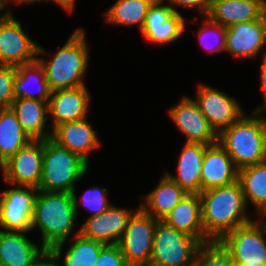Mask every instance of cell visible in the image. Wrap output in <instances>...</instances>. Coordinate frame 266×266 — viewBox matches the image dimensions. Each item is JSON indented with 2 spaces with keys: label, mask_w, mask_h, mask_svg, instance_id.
<instances>
[{
  "label": "cell",
  "mask_w": 266,
  "mask_h": 266,
  "mask_svg": "<svg viewBox=\"0 0 266 266\" xmlns=\"http://www.w3.org/2000/svg\"><path fill=\"white\" fill-rule=\"evenodd\" d=\"M78 201L75 191L38 190L32 217V229L39 227L43 248L61 250L74 228Z\"/></svg>",
  "instance_id": "cell-1"
},
{
  "label": "cell",
  "mask_w": 266,
  "mask_h": 266,
  "mask_svg": "<svg viewBox=\"0 0 266 266\" xmlns=\"http://www.w3.org/2000/svg\"><path fill=\"white\" fill-rule=\"evenodd\" d=\"M202 226L210 240H220L235 228L251 222L245 215L246 201L239 181L202 191Z\"/></svg>",
  "instance_id": "cell-2"
},
{
  "label": "cell",
  "mask_w": 266,
  "mask_h": 266,
  "mask_svg": "<svg viewBox=\"0 0 266 266\" xmlns=\"http://www.w3.org/2000/svg\"><path fill=\"white\" fill-rule=\"evenodd\" d=\"M89 58L85 32L77 28L51 61L38 58L51 91L83 86Z\"/></svg>",
  "instance_id": "cell-3"
},
{
  "label": "cell",
  "mask_w": 266,
  "mask_h": 266,
  "mask_svg": "<svg viewBox=\"0 0 266 266\" xmlns=\"http://www.w3.org/2000/svg\"><path fill=\"white\" fill-rule=\"evenodd\" d=\"M260 112L256 109L252 117L242 116L218 134V142L238 170L264 162V117Z\"/></svg>",
  "instance_id": "cell-4"
},
{
  "label": "cell",
  "mask_w": 266,
  "mask_h": 266,
  "mask_svg": "<svg viewBox=\"0 0 266 266\" xmlns=\"http://www.w3.org/2000/svg\"><path fill=\"white\" fill-rule=\"evenodd\" d=\"M88 162L80 155L60 146L52 138L43 140V164L38 190L75 191V182L87 172Z\"/></svg>",
  "instance_id": "cell-5"
},
{
  "label": "cell",
  "mask_w": 266,
  "mask_h": 266,
  "mask_svg": "<svg viewBox=\"0 0 266 266\" xmlns=\"http://www.w3.org/2000/svg\"><path fill=\"white\" fill-rule=\"evenodd\" d=\"M201 244L195 237L158 220L149 266H194L196 253Z\"/></svg>",
  "instance_id": "cell-6"
},
{
  "label": "cell",
  "mask_w": 266,
  "mask_h": 266,
  "mask_svg": "<svg viewBox=\"0 0 266 266\" xmlns=\"http://www.w3.org/2000/svg\"><path fill=\"white\" fill-rule=\"evenodd\" d=\"M157 221L141 207L130 216L118 242L121 252L130 266H149Z\"/></svg>",
  "instance_id": "cell-7"
},
{
  "label": "cell",
  "mask_w": 266,
  "mask_h": 266,
  "mask_svg": "<svg viewBox=\"0 0 266 266\" xmlns=\"http://www.w3.org/2000/svg\"><path fill=\"white\" fill-rule=\"evenodd\" d=\"M266 223L251 221L225 234L219 241L234 265L266 264Z\"/></svg>",
  "instance_id": "cell-8"
},
{
  "label": "cell",
  "mask_w": 266,
  "mask_h": 266,
  "mask_svg": "<svg viewBox=\"0 0 266 266\" xmlns=\"http://www.w3.org/2000/svg\"><path fill=\"white\" fill-rule=\"evenodd\" d=\"M10 10L0 17V65L20 66L37 60L38 54L46 53L22 29Z\"/></svg>",
  "instance_id": "cell-9"
},
{
  "label": "cell",
  "mask_w": 266,
  "mask_h": 266,
  "mask_svg": "<svg viewBox=\"0 0 266 266\" xmlns=\"http://www.w3.org/2000/svg\"><path fill=\"white\" fill-rule=\"evenodd\" d=\"M35 192L38 189L29 186H18L1 192L0 227L25 233L32 230Z\"/></svg>",
  "instance_id": "cell-10"
},
{
  "label": "cell",
  "mask_w": 266,
  "mask_h": 266,
  "mask_svg": "<svg viewBox=\"0 0 266 266\" xmlns=\"http://www.w3.org/2000/svg\"><path fill=\"white\" fill-rule=\"evenodd\" d=\"M42 164L43 140H31L4 163V180L17 186L38 189Z\"/></svg>",
  "instance_id": "cell-11"
},
{
  "label": "cell",
  "mask_w": 266,
  "mask_h": 266,
  "mask_svg": "<svg viewBox=\"0 0 266 266\" xmlns=\"http://www.w3.org/2000/svg\"><path fill=\"white\" fill-rule=\"evenodd\" d=\"M197 91L195 101L217 134L243 116L237 100L227 94L203 85Z\"/></svg>",
  "instance_id": "cell-12"
},
{
  "label": "cell",
  "mask_w": 266,
  "mask_h": 266,
  "mask_svg": "<svg viewBox=\"0 0 266 266\" xmlns=\"http://www.w3.org/2000/svg\"><path fill=\"white\" fill-rule=\"evenodd\" d=\"M170 117L183 134L186 143L212 145L218 142V134L210 126L195 100L183 97L169 110Z\"/></svg>",
  "instance_id": "cell-13"
},
{
  "label": "cell",
  "mask_w": 266,
  "mask_h": 266,
  "mask_svg": "<svg viewBox=\"0 0 266 266\" xmlns=\"http://www.w3.org/2000/svg\"><path fill=\"white\" fill-rule=\"evenodd\" d=\"M161 4L150 5L141 33L151 43L167 44L181 36L186 21L176 8Z\"/></svg>",
  "instance_id": "cell-14"
},
{
  "label": "cell",
  "mask_w": 266,
  "mask_h": 266,
  "mask_svg": "<svg viewBox=\"0 0 266 266\" xmlns=\"http://www.w3.org/2000/svg\"><path fill=\"white\" fill-rule=\"evenodd\" d=\"M263 46H266L264 15L255 21L237 23L226 28L225 51L234 57L254 58Z\"/></svg>",
  "instance_id": "cell-15"
},
{
  "label": "cell",
  "mask_w": 266,
  "mask_h": 266,
  "mask_svg": "<svg viewBox=\"0 0 266 266\" xmlns=\"http://www.w3.org/2000/svg\"><path fill=\"white\" fill-rule=\"evenodd\" d=\"M133 212L111 205L105 212L86 219L79 234L104 244H118Z\"/></svg>",
  "instance_id": "cell-16"
},
{
  "label": "cell",
  "mask_w": 266,
  "mask_h": 266,
  "mask_svg": "<svg viewBox=\"0 0 266 266\" xmlns=\"http://www.w3.org/2000/svg\"><path fill=\"white\" fill-rule=\"evenodd\" d=\"M89 101L85 85L51 91L48 112L54 121L52 131L63 123L85 119Z\"/></svg>",
  "instance_id": "cell-17"
},
{
  "label": "cell",
  "mask_w": 266,
  "mask_h": 266,
  "mask_svg": "<svg viewBox=\"0 0 266 266\" xmlns=\"http://www.w3.org/2000/svg\"><path fill=\"white\" fill-rule=\"evenodd\" d=\"M238 178V169L219 142L209 145L204 152L201 168V192L229 185Z\"/></svg>",
  "instance_id": "cell-18"
},
{
  "label": "cell",
  "mask_w": 266,
  "mask_h": 266,
  "mask_svg": "<svg viewBox=\"0 0 266 266\" xmlns=\"http://www.w3.org/2000/svg\"><path fill=\"white\" fill-rule=\"evenodd\" d=\"M265 8L266 0H213L207 17L227 28L260 19Z\"/></svg>",
  "instance_id": "cell-19"
},
{
  "label": "cell",
  "mask_w": 266,
  "mask_h": 266,
  "mask_svg": "<svg viewBox=\"0 0 266 266\" xmlns=\"http://www.w3.org/2000/svg\"><path fill=\"white\" fill-rule=\"evenodd\" d=\"M162 221L172 228L189 234L201 243L211 241L202 226L201 199L198 193H188Z\"/></svg>",
  "instance_id": "cell-20"
},
{
  "label": "cell",
  "mask_w": 266,
  "mask_h": 266,
  "mask_svg": "<svg viewBox=\"0 0 266 266\" xmlns=\"http://www.w3.org/2000/svg\"><path fill=\"white\" fill-rule=\"evenodd\" d=\"M52 139L60 146L80 155L87 162L88 153L100 146L99 139L86 118L57 126L53 130Z\"/></svg>",
  "instance_id": "cell-21"
},
{
  "label": "cell",
  "mask_w": 266,
  "mask_h": 266,
  "mask_svg": "<svg viewBox=\"0 0 266 266\" xmlns=\"http://www.w3.org/2000/svg\"><path fill=\"white\" fill-rule=\"evenodd\" d=\"M48 101L27 98H15L10 106L16 114L23 130L32 140H45L52 138V133L44 130L49 116Z\"/></svg>",
  "instance_id": "cell-22"
},
{
  "label": "cell",
  "mask_w": 266,
  "mask_h": 266,
  "mask_svg": "<svg viewBox=\"0 0 266 266\" xmlns=\"http://www.w3.org/2000/svg\"><path fill=\"white\" fill-rule=\"evenodd\" d=\"M209 145L186 143L178 160V175H166L187 193H201V168L205 149Z\"/></svg>",
  "instance_id": "cell-23"
},
{
  "label": "cell",
  "mask_w": 266,
  "mask_h": 266,
  "mask_svg": "<svg viewBox=\"0 0 266 266\" xmlns=\"http://www.w3.org/2000/svg\"><path fill=\"white\" fill-rule=\"evenodd\" d=\"M23 233L0 230V266H32L44 249H39Z\"/></svg>",
  "instance_id": "cell-24"
},
{
  "label": "cell",
  "mask_w": 266,
  "mask_h": 266,
  "mask_svg": "<svg viewBox=\"0 0 266 266\" xmlns=\"http://www.w3.org/2000/svg\"><path fill=\"white\" fill-rule=\"evenodd\" d=\"M188 194L175 181L165 175L157 187L145 196L141 208L157 220H162Z\"/></svg>",
  "instance_id": "cell-25"
},
{
  "label": "cell",
  "mask_w": 266,
  "mask_h": 266,
  "mask_svg": "<svg viewBox=\"0 0 266 266\" xmlns=\"http://www.w3.org/2000/svg\"><path fill=\"white\" fill-rule=\"evenodd\" d=\"M245 201L257 208L262 217L266 214V163L244 167L238 170V178Z\"/></svg>",
  "instance_id": "cell-26"
},
{
  "label": "cell",
  "mask_w": 266,
  "mask_h": 266,
  "mask_svg": "<svg viewBox=\"0 0 266 266\" xmlns=\"http://www.w3.org/2000/svg\"><path fill=\"white\" fill-rule=\"evenodd\" d=\"M32 139L11 108L0 109V158L5 163Z\"/></svg>",
  "instance_id": "cell-27"
},
{
  "label": "cell",
  "mask_w": 266,
  "mask_h": 266,
  "mask_svg": "<svg viewBox=\"0 0 266 266\" xmlns=\"http://www.w3.org/2000/svg\"><path fill=\"white\" fill-rule=\"evenodd\" d=\"M31 81L39 83L37 88L38 96L33 95L34 92L28 89ZM14 94L15 98L49 100L51 90L46 80L44 69L37 60L16 67Z\"/></svg>",
  "instance_id": "cell-28"
},
{
  "label": "cell",
  "mask_w": 266,
  "mask_h": 266,
  "mask_svg": "<svg viewBox=\"0 0 266 266\" xmlns=\"http://www.w3.org/2000/svg\"><path fill=\"white\" fill-rule=\"evenodd\" d=\"M151 3L145 0H117L105 13L106 22L121 25L140 24L142 30Z\"/></svg>",
  "instance_id": "cell-29"
},
{
  "label": "cell",
  "mask_w": 266,
  "mask_h": 266,
  "mask_svg": "<svg viewBox=\"0 0 266 266\" xmlns=\"http://www.w3.org/2000/svg\"><path fill=\"white\" fill-rule=\"evenodd\" d=\"M73 239L74 242L65 253L63 266H95L99 253L106 244L84 238L79 231Z\"/></svg>",
  "instance_id": "cell-30"
},
{
  "label": "cell",
  "mask_w": 266,
  "mask_h": 266,
  "mask_svg": "<svg viewBox=\"0 0 266 266\" xmlns=\"http://www.w3.org/2000/svg\"><path fill=\"white\" fill-rule=\"evenodd\" d=\"M194 266H235L229 251L219 240L202 243L196 253Z\"/></svg>",
  "instance_id": "cell-31"
},
{
  "label": "cell",
  "mask_w": 266,
  "mask_h": 266,
  "mask_svg": "<svg viewBox=\"0 0 266 266\" xmlns=\"http://www.w3.org/2000/svg\"><path fill=\"white\" fill-rule=\"evenodd\" d=\"M15 66L0 65V109L10 108L14 94Z\"/></svg>",
  "instance_id": "cell-32"
},
{
  "label": "cell",
  "mask_w": 266,
  "mask_h": 266,
  "mask_svg": "<svg viewBox=\"0 0 266 266\" xmlns=\"http://www.w3.org/2000/svg\"><path fill=\"white\" fill-rule=\"evenodd\" d=\"M211 32L212 34L215 33L214 38H216L215 42L216 41L217 42L214 44V46L212 45V47L209 48L208 46H205L203 39L205 40V38L208 36L207 34L211 35ZM198 37L201 41L200 44L202 45V47H204L205 50L212 52V53L223 51V50L225 51L226 28L222 26L221 24L211 21L208 17H206L203 28L199 30Z\"/></svg>",
  "instance_id": "cell-33"
},
{
  "label": "cell",
  "mask_w": 266,
  "mask_h": 266,
  "mask_svg": "<svg viewBox=\"0 0 266 266\" xmlns=\"http://www.w3.org/2000/svg\"><path fill=\"white\" fill-rule=\"evenodd\" d=\"M106 192V188L92 187L82 196V204L92 212L90 216L99 215L111 206L107 203Z\"/></svg>",
  "instance_id": "cell-34"
},
{
  "label": "cell",
  "mask_w": 266,
  "mask_h": 266,
  "mask_svg": "<svg viewBox=\"0 0 266 266\" xmlns=\"http://www.w3.org/2000/svg\"><path fill=\"white\" fill-rule=\"evenodd\" d=\"M96 261L95 266H130L118 244H106Z\"/></svg>",
  "instance_id": "cell-35"
},
{
  "label": "cell",
  "mask_w": 266,
  "mask_h": 266,
  "mask_svg": "<svg viewBox=\"0 0 266 266\" xmlns=\"http://www.w3.org/2000/svg\"><path fill=\"white\" fill-rule=\"evenodd\" d=\"M61 253V250L44 248L41 253L35 258L32 266H59L57 260H59L58 258L61 257Z\"/></svg>",
  "instance_id": "cell-36"
},
{
  "label": "cell",
  "mask_w": 266,
  "mask_h": 266,
  "mask_svg": "<svg viewBox=\"0 0 266 266\" xmlns=\"http://www.w3.org/2000/svg\"><path fill=\"white\" fill-rule=\"evenodd\" d=\"M213 0H169L170 5H181L183 7H188V8H194L198 7L200 12L203 13L205 17H207L209 10L211 8Z\"/></svg>",
  "instance_id": "cell-37"
},
{
  "label": "cell",
  "mask_w": 266,
  "mask_h": 266,
  "mask_svg": "<svg viewBox=\"0 0 266 266\" xmlns=\"http://www.w3.org/2000/svg\"><path fill=\"white\" fill-rule=\"evenodd\" d=\"M261 84H262L263 95L265 98L264 100L265 105L257 108V110H263L266 107V51L263 54V62L261 68Z\"/></svg>",
  "instance_id": "cell-38"
},
{
  "label": "cell",
  "mask_w": 266,
  "mask_h": 266,
  "mask_svg": "<svg viewBox=\"0 0 266 266\" xmlns=\"http://www.w3.org/2000/svg\"><path fill=\"white\" fill-rule=\"evenodd\" d=\"M42 1H53L59 4L62 8H65L67 12H72L75 5V0H42Z\"/></svg>",
  "instance_id": "cell-39"
},
{
  "label": "cell",
  "mask_w": 266,
  "mask_h": 266,
  "mask_svg": "<svg viewBox=\"0 0 266 266\" xmlns=\"http://www.w3.org/2000/svg\"><path fill=\"white\" fill-rule=\"evenodd\" d=\"M12 1H15L16 4H18V3H21V2H25V3H30L31 2L32 3V2L42 1V0H12ZM7 2H8V0H7ZM5 4H6V0H0V11H1V9H4Z\"/></svg>",
  "instance_id": "cell-40"
},
{
  "label": "cell",
  "mask_w": 266,
  "mask_h": 266,
  "mask_svg": "<svg viewBox=\"0 0 266 266\" xmlns=\"http://www.w3.org/2000/svg\"><path fill=\"white\" fill-rule=\"evenodd\" d=\"M263 159L266 163V118L264 117V142H263Z\"/></svg>",
  "instance_id": "cell-41"
},
{
  "label": "cell",
  "mask_w": 266,
  "mask_h": 266,
  "mask_svg": "<svg viewBox=\"0 0 266 266\" xmlns=\"http://www.w3.org/2000/svg\"><path fill=\"white\" fill-rule=\"evenodd\" d=\"M145 1H148L151 4H154V3H162L163 2V0H145Z\"/></svg>",
  "instance_id": "cell-42"
},
{
  "label": "cell",
  "mask_w": 266,
  "mask_h": 266,
  "mask_svg": "<svg viewBox=\"0 0 266 266\" xmlns=\"http://www.w3.org/2000/svg\"><path fill=\"white\" fill-rule=\"evenodd\" d=\"M235 266H266V264H260V265H235Z\"/></svg>",
  "instance_id": "cell-43"
},
{
  "label": "cell",
  "mask_w": 266,
  "mask_h": 266,
  "mask_svg": "<svg viewBox=\"0 0 266 266\" xmlns=\"http://www.w3.org/2000/svg\"><path fill=\"white\" fill-rule=\"evenodd\" d=\"M0 168H1L2 170H4V162L1 160V158H0Z\"/></svg>",
  "instance_id": "cell-44"
}]
</instances>
